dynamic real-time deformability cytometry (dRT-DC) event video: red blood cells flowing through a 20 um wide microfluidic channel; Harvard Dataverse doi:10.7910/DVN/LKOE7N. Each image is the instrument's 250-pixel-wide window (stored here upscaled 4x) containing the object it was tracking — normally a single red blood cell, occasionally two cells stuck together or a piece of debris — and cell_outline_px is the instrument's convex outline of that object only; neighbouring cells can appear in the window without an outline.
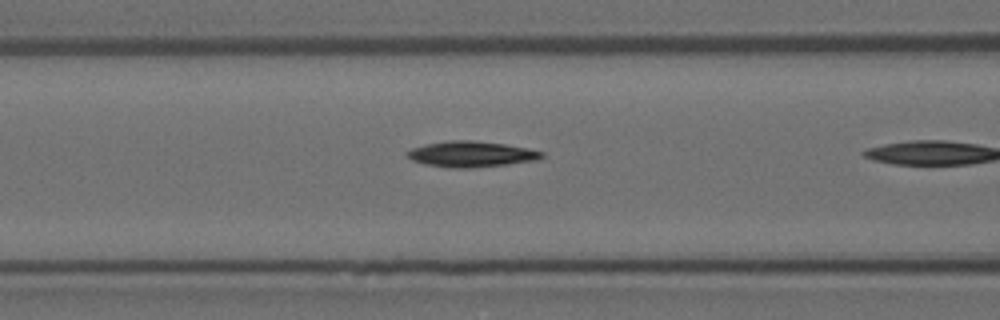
{"species": "Egyptian fruit bat (a non-hibernating species)", "species_latin": "Rousettus aegyptiacus", "temperature_condition": "room temperature", "stored_images_in_passage": 10, "camera_frame_rate_fps": 3000, "um_per_image_px": 0.085, "animal": {"sex": "female"}, "frame": {"image": 1, "passage_image": 9, "time_ms": 2.667, "image_size_px": [1000, 320], "cell_outline_px": [[544, 156], [536, 160], [508, 164], [472, 168], [452, 168], [424, 164], [412, 160], [404, 156], [404, 152], [412, 148], [424, 144], [448, 140], [472, 140], [504, 144], [544, 152]], "centroid_in_image_um": [39.97, 13.1], "position_along_channel_um": 126.6, "area_um2": 20.29}}